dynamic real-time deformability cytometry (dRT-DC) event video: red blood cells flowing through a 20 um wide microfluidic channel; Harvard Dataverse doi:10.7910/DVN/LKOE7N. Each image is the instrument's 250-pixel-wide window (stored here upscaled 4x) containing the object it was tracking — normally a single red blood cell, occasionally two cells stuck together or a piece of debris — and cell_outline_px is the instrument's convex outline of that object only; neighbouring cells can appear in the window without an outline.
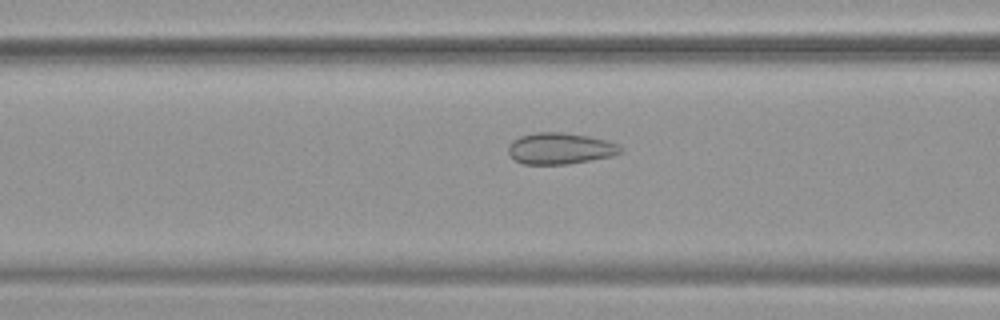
{"species": "common noctule bat (a hibernating species)", "species_latin": "Nyctalus noctula", "temperature_condition": "warm", "stored_images_in_passage": 16, "camera_frame_rate_fps": 3000, "um_per_image_px": 0.085, "animal": {"sex": "female", "body_mass_g": 19.9}, "frame": {"image": 1, "passage_image": 14, "time_ms": 4.333, "image_size_px": [1000, 320], "cell_outline_px": [[624, 152], [612, 156], [592, 160], [568, 164], [524, 164], [516, 160], [508, 152], [508, 144], [512, 140], [520, 136], [536, 132], [564, 132], [588, 136], [620, 144], [624, 148]], "centroid_in_image_um": [47.65, 12.61], "position_along_channel_um": 119.0, "area_um2": 20.69}}